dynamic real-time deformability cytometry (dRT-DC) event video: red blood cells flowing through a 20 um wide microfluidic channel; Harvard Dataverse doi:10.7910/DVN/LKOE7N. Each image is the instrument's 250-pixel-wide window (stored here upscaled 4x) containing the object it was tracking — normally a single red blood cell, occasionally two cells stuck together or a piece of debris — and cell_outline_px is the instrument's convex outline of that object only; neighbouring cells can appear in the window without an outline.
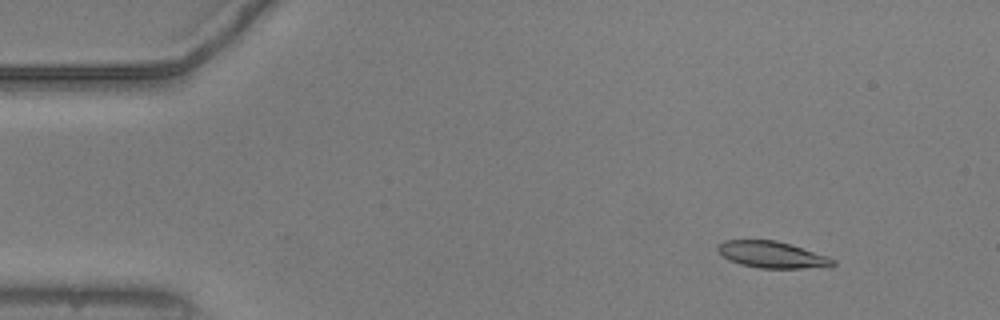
{"species": "common noctule bat (a hibernating species)", "species_latin": "Nyctalus noctula", "temperature_condition": "warm", "stored_images_in_passage": 53, "camera_frame_rate_fps": 3000, "um_per_image_px": 0.085, "animal": {"sex": "male", "body_mass_g": 20.5, "forearm_length_mm": 52.5}, "frame": {"image": 1, "passage_image": 6, "time_ms": 1.667, "image_size_px": [1000, 320], "cell_outline_px": [[836, 264], [828, 268], [760, 268], [740, 264], [724, 256], [716, 248], [716, 244], [724, 240], [776, 240], [792, 244], [828, 256], [836, 260]], "centroid_in_image_um": [65.7, 21.65], "position_along_channel_um": 19.3, "area_um2": 18.03}}
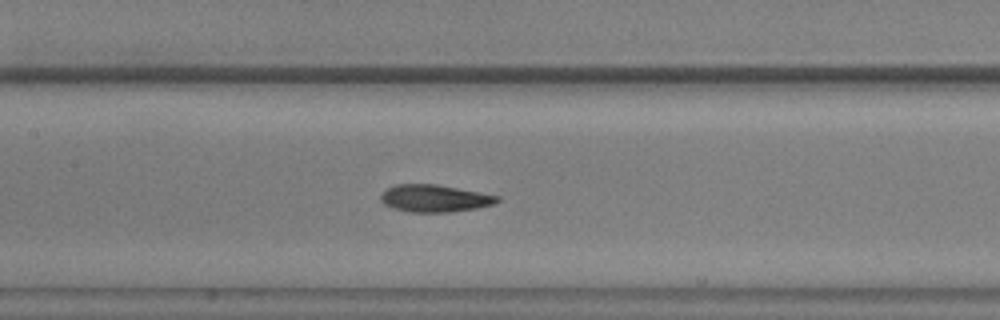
{"frame": {"image": 2, "passage_image": 25, "time_ms": 8.0, "image_size_px": [1000, 320], "cell_outline_px": [[500, 200], [496, 204], [476, 208], [448, 212], [412, 212], [392, 208], [384, 204], [380, 200], [380, 196], [388, 188], [396, 184], [436, 184], [480, 192], [500, 196]], "centroid_in_image_um": [36.96, 16.86], "position_along_channel_um": 170.4, "area_um2": 18.5}}
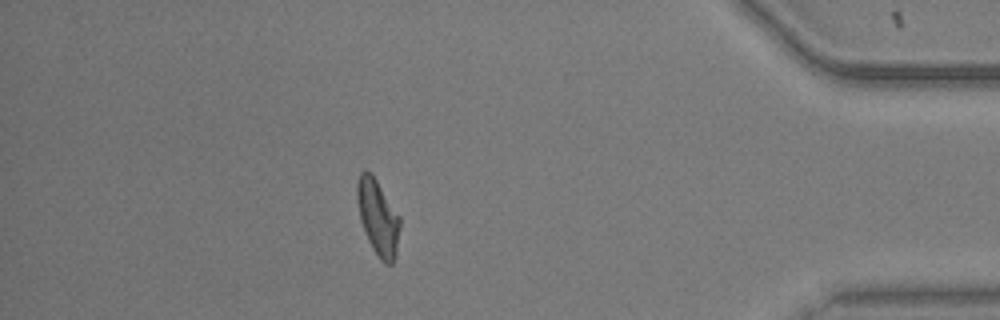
{"frame": {"image": 3, "passage_image": 47, "time_ms": 15.333, "image_size_px": [1000, 320], "cell_outline_px": [[400, 228], [396, 256], [392, 264], [384, 264], [380, 260], [372, 248], [368, 240], [360, 216], [356, 200], [356, 184], [360, 172], [364, 168], [372, 172], [400, 216]], "centroid_in_image_um": [32.12, 18.44], "position_along_channel_um": 403.1, "area_um2": 19.13}, "authors_computed_cell_mechanics": {"area_um2": 18.496, "velocity_mm_per_s": 3.7697, "shape_relaxation_time_tau1_ms": 4.3318, "shape_relaxation_time_tau2_ms": 1.8181, "deformation_change_tau1": 0.1446, "deformation_change_tau2": 0.0921}}